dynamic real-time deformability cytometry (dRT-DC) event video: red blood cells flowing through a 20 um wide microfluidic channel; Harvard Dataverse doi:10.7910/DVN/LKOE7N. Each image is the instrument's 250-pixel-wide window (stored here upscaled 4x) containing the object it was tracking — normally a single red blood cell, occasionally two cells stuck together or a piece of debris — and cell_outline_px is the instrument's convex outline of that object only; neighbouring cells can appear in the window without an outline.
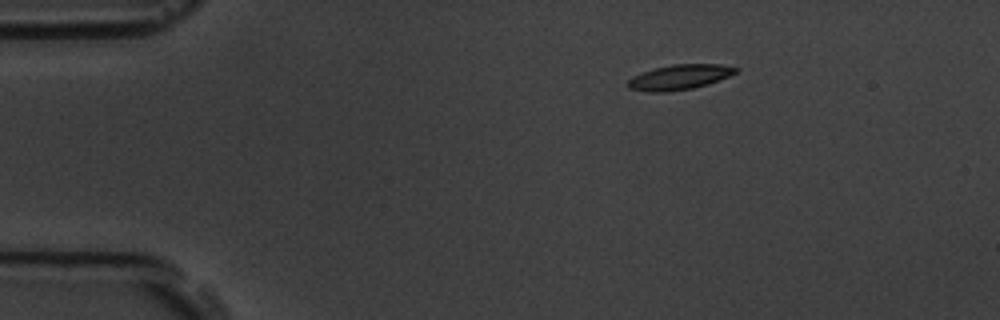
{"species": "common noctule bat (a hibernating species)", "species_latin": "Nyctalus noctula", "temperature_condition": "room temperature", "stored_images_in_passage": 2, "camera_frame_rate_fps": 3000, "um_per_image_px": 0.085, "animal": {"sex": "male", "body_mass_g": 19.5, "forearm_length_mm": 54.6}, "frame": {"image": 1, "passage_image": 1, "time_ms": 0.0, "image_size_px": [1000, 320], "cell_outline_px": [[740, 68], [736, 72], [728, 76], [708, 84], [692, 88], [668, 92], [648, 92], [628, 88], [624, 84], [632, 76], [640, 72], [652, 68], [672, 64], [720, 64]], "centroid_in_image_um": [57.68, 6.55], "position_along_channel_um": 27.3, "area_um2": 15.95}}